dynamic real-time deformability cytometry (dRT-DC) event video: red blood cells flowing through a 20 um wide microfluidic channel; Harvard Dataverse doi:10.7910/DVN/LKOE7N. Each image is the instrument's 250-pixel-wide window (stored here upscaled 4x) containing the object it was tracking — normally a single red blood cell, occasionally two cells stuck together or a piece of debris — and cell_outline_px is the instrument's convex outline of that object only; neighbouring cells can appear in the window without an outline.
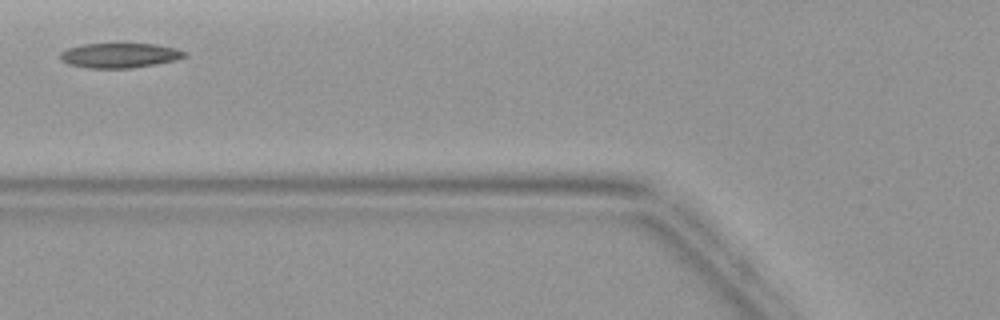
{"species": "common noctule bat (a hibernating species)", "species_latin": "Nyctalus noctula", "temperature_condition": "warm", "stored_images_in_passage": 2, "camera_frame_rate_fps": 3000, "um_per_image_px": 0.085, "animal": {"sex": "female", "body_mass_g": 19.9}, "frame": {"image": 1, "passage_image": 2, "time_ms": 1.0, "image_size_px": [1000, 320], "cell_outline_px": [[188, 56], [176, 60], [156, 64], [128, 68], [92, 68], [68, 64], [60, 60], [60, 52], [68, 48], [80, 44], [156, 44], [176, 48], [188, 52]], "centroid_in_image_um": [10.19, 4.7], "position_along_channel_um": 115.6, "area_um2": 18.03}}